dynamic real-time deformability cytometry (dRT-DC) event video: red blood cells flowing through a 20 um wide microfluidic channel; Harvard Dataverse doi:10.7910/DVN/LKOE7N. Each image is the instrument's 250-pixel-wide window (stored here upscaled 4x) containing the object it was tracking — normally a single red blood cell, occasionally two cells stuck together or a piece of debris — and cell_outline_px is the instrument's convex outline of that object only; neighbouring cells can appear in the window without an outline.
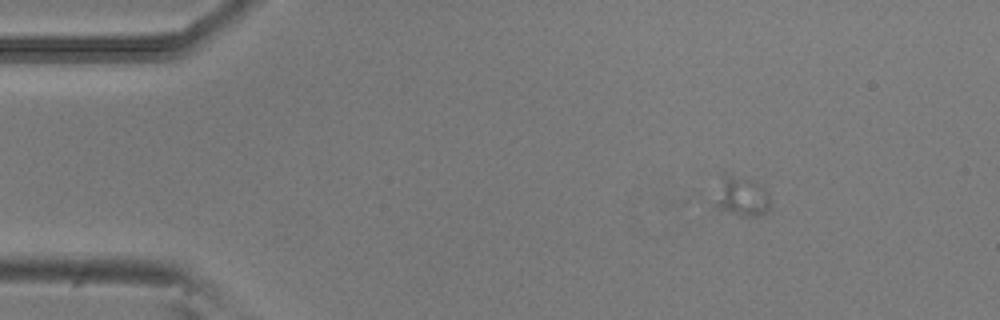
{"species": "common noctule bat (a hibernating species)", "species_latin": "Nyctalus noctula", "temperature_condition": "room temperature", "stored_images_in_passage": 49, "segment_of_instrument_passage": [1, 3], "camera_frame_rate_fps": 3000, "um_per_image_px": 0.085, "animal": {"sex": "male", "body_mass_g": 20.5, "forearm_length_mm": 52.5}, "frame": {"image": 1, "passage_image": 1, "time_ms": 0.0, "image_size_px": [1000, 320], "cell_outline_px": [[772, 208], [768, 212], [760, 216], [744, 216], [712, 208], [712, 204], [720, 176], [724, 172], [756, 180], [768, 192], [772, 200]], "centroid_in_image_um": [63.02, 16.68], "position_along_channel_um": 22.0, "area_um2": 13.93}}